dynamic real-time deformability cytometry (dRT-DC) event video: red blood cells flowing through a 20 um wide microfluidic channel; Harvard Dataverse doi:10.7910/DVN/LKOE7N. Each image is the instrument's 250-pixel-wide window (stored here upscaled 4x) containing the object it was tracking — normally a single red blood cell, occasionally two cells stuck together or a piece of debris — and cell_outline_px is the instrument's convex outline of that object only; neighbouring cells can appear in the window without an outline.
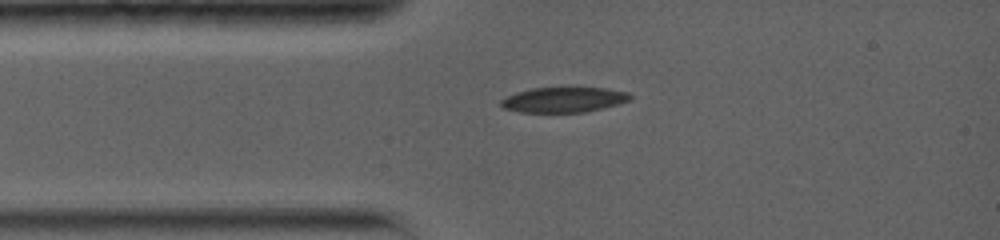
{"species": "common noctule bat (a hibernating species)", "species_latin": "Nyctalus noctula", "temperature_condition": "warm", "stored_images_in_passage": 2, "camera_frame_rate_fps": 5000, "um_per_image_px": 0.085, "animal": {"sex": "female", "body_mass_g": 19.0, "forearm_length_mm": 56.7}, "frame": {"image": 1, "passage_image": 2, "time_ms": 1.2, "image_size_px": [1000, 240], "cell_outline_px": [[632, 100], [584, 112], [520, 112], [504, 108], [500, 104], [500, 100], [516, 92], [532, 88], [604, 88], [628, 92], [632, 96]], "centroid_in_image_um": [47.91, 8.47], "position_along_channel_um": 37.1, "area_um2": 18.73}}